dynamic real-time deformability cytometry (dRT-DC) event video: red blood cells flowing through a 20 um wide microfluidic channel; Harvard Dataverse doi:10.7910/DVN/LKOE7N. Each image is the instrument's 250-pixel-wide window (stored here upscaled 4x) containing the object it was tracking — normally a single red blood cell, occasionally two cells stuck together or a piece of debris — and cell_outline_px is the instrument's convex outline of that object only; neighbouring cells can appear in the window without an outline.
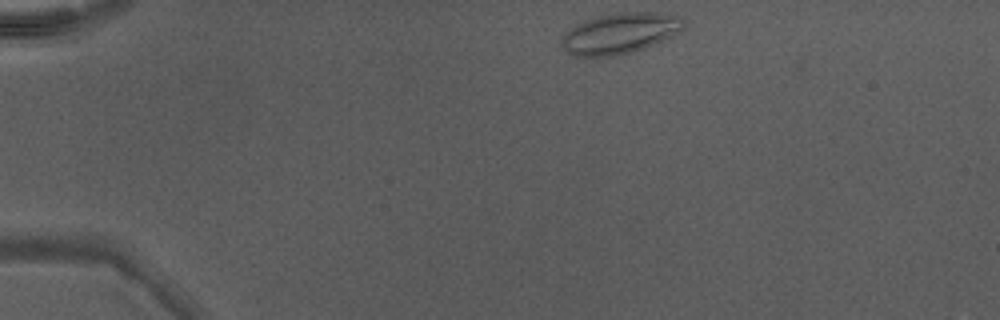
{"species": "Egyptian fruit bat (a non-hibernating species)", "species_latin": "Rousettus aegyptiacus", "temperature_condition": "warm", "stored_images_in_passage": 39, "camera_frame_rate_fps": 3000, "um_per_image_px": 0.085, "animal": {"sex": "male"}, "frame": {"image": 1, "passage_image": 1, "time_ms": 0.0, "image_size_px": [1000, 320], "cell_outline_px": [[684, 28], [644, 48], [632, 52], [612, 56], [584, 60], [572, 56], [560, 48], [560, 40], [576, 24], [592, 16], [616, 12], [656, 12], [680, 16], [684, 20]], "centroid_in_image_um": [52.57, 2.86], "position_along_channel_um": 32.4, "area_um2": 29.54}}
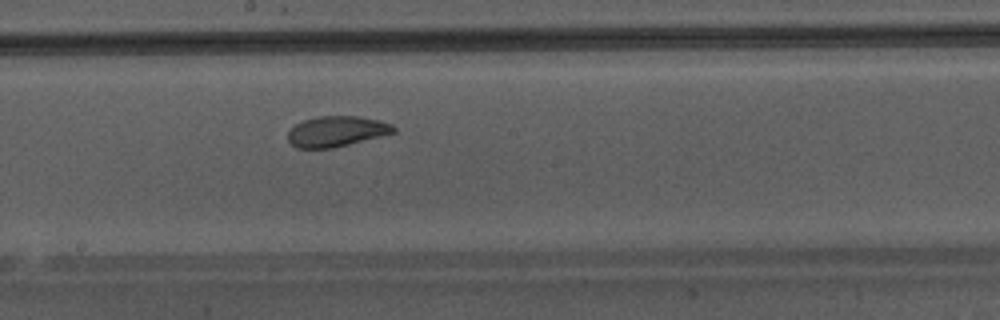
{"frame": {"image": 2, "passage_image": 19, "time_ms": 6.0, "image_size_px": [1000, 320], "cell_outline_px": [[396, 132], [332, 148], [296, 148], [288, 140], [288, 132], [296, 124], [304, 120], [316, 116], [360, 116], [380, 120], [392, 124], [396, 128]], "centroid_in_image_um": [28.61, 11.15], "position_along_channel_um": 219.6, "area_um2": 18.73}}
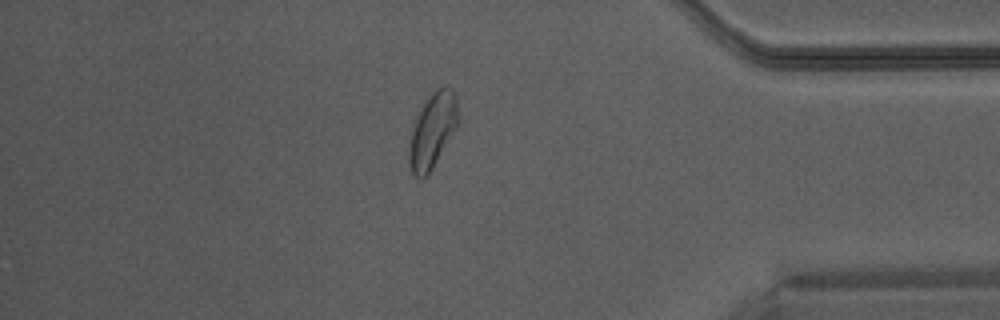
{"frame": {"image": 3, "passage_image": 33, "time_ms": 10.667, "image_size_px": [1000, 320], "cell_outline_px": [[460, 116], [456, 128], [428, 176], [416, 176], [412, 172], [408, 164], [408, 148], [412, 120], [428, 96], [436, 88], [452, 88], [456, 96]], "centroid_in_image_um": [36.74, 11.07], "position_along_channel_um": 398.5, "area_um2": 21.85}}